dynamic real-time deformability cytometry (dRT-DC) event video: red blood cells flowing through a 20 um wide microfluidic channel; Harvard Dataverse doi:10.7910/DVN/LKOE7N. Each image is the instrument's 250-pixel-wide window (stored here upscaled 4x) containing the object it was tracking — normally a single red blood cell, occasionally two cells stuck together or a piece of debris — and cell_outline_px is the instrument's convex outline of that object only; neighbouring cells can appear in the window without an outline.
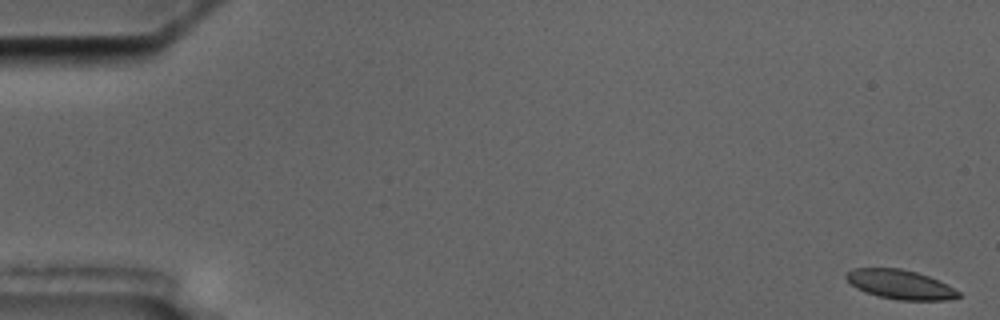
{"species": "common noctule bat (a hibernating species)", "species_latin": "Nyctalus noctula", "temperature_condition": "cold", "stored_images_in_passage": 2, "camera_frame_rate_fps": 3000, "um_per_image_px": 0.085, "animal": {"sex": "male", "body_mass_g": 17.5, "forearm_length_mm": 52.3}, "frame": {"image": 1, "passage_image": 1, "time_ms": 0.0, "image_size_px": [1000, 320], "cell_outline_px": [[960, 296], [944, 300], [896, 300], [880, 296], [856, 288], [844, 276], [852, 268], [900, 268], [916, 272], [928, 276], [960, 292]], "centroid_in_image_um": [76.48, 24.17], "position_along_channel_um": 8.5, "area_um2": 18.73}}